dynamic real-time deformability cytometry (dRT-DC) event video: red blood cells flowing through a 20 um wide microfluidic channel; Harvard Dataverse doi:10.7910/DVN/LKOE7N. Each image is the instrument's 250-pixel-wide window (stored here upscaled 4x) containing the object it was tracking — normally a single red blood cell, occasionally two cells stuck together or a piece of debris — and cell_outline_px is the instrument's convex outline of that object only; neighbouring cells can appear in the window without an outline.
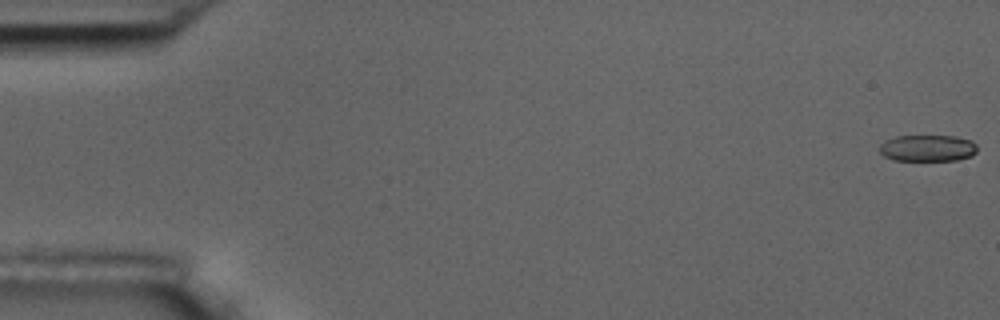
{"species": "common noctule bat (a hibernating species)", "species_latin": "Nyctalus noctula", "temperature_condition": "room temperature", "stored_images_in_passage": 6, "camera_frame_rate_fps": 3000, "um_per_image_px": 0.085, "animal": {"sex": "male", "body_mass_g": 17.5, "forearm_length_mm": 52.3}, "frame": {"image": 1, "passage_image": 1, "time_ms": 0.0, "image_size_px": [1000, 320], "cell_outline_px": [[976, 152], [972, 156], [956, 160], [892, 160], [884, 156], [880, 152], [880, 144], [896, 136], [956, 136], [972, 140], [976, 144]], "centroid_in_image_um": [78.87, 12.59], "position_along_channel_um": 6.1, "area_um2": 15.09}}
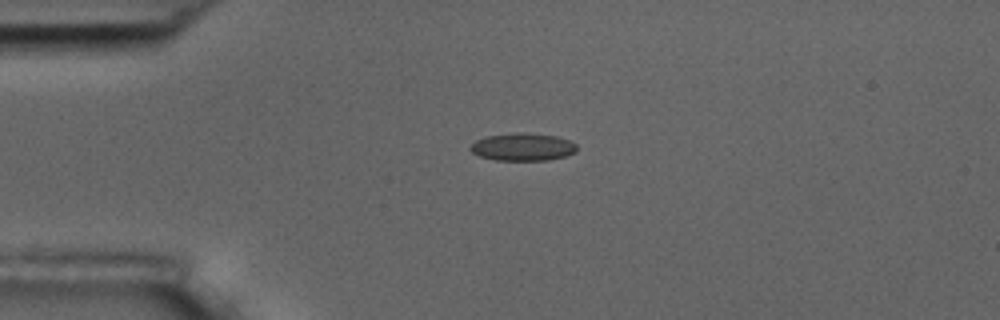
{"frame": {"image": 2, "passage_image": 4, "time_ms": 4.333, "image_size_px": [1000, 320], "cell_outline_px": [[576, 152], [564, 156], [548, 160], [496, 160], [480, 156], [472, 152], [468, 148], [476, 140], [484, 136], [508, 132], [524, 132], [556, 136], [568, 140], [576, 144]], "centroid_in_image_um": [44.39, 12.47], "position_along_channel_um": 40.6, "area_um2": 17.28}}